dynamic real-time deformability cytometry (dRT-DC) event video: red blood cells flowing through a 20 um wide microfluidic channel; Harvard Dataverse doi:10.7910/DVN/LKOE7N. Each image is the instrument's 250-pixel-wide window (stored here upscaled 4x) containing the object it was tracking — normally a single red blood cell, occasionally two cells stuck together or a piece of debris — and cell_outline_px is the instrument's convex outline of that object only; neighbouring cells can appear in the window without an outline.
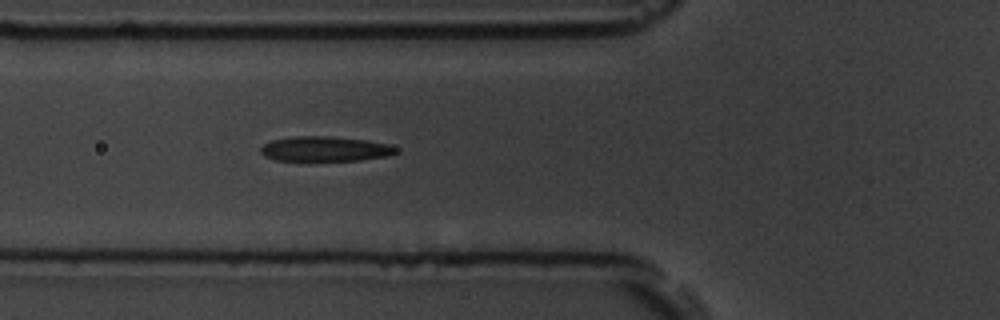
{"species": "common noctule bat (a hibernating species)", "species_latin": "Nyctalus noctula", "temperature_condition": "room temperature", "stored_images_in_passage": 4, "camera_frame_rate_fps": 3000, "um_per_image_px": 0.085, "animal": {"sex": "male", "body_mass_g": 19.5, "forearm_length_mm": 54.6}, "frame": {"image": 1, "passage_image": 4, "time_ms": 3.333, "image_size_px": [1000, 320], "cell_outline_px": [[396, 152], [388, 156], [360, 160], [276, 160], [264, 156], [260, 152], [260, 148], [264, 144], [272, 140], [296, 136], [328, 136], [364, 140], [388, 144], [396, 148]], "centroid_in_image_um": [27.59, 12.65], "position_along_channel_um": 98.2, "area_um2": 19.36}}